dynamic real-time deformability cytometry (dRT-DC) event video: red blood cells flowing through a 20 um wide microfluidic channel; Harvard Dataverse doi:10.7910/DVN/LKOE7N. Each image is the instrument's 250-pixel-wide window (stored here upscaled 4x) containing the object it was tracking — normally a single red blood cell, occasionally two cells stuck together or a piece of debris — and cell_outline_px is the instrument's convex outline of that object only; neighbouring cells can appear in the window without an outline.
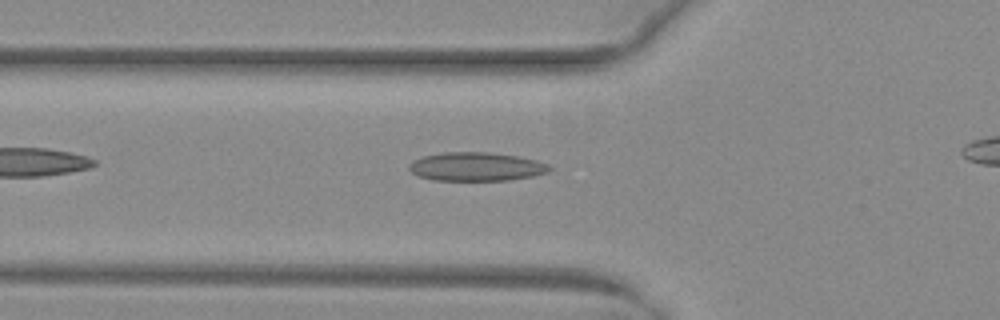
{"species": "common noctule bat (a hibernating species)", "species_latin": "Nyctalus noctula", "temperature_condition": "warm", "stored_images_in_passage": 32, "camera_frame_rate_fps": 3000, "um_per_image_px": 0.085, "animal": {"sex": "female", "body_mass_g": 29.2, "forearm_length_mm": 56.3}, "frame": {"image": 1, "passage_image": 5, "time_ms": 1.333, "image_size_px": [1000, 320], "cell_outline_px": [[552, 168], [548, 172], [532, 176], [508, 180], [432, 180], [416, 176], [408, 168], [408, 164], [412, 160], [424, 156], [444, 152], [488, 152], [516, 156], [536, 160], [548, 164]], "centroid_in_image_um": [40.44, 14.16], "position_along_channel_um": 85.4, "area_um2": 23.47}}
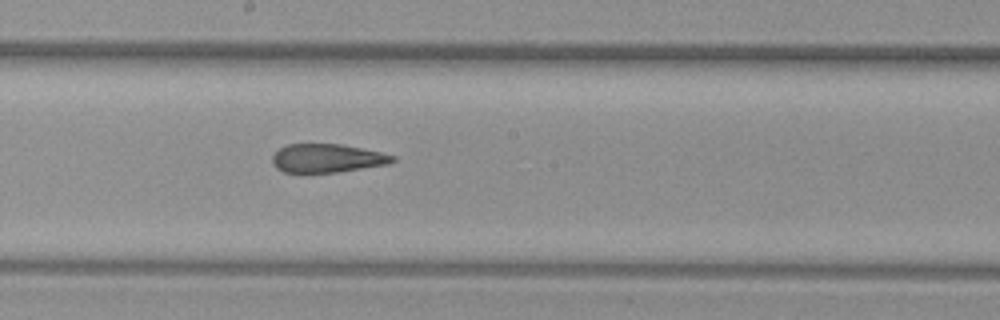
{"frame": {"image": 2, "passage_image": 15, "time_ms": 4.667, "image_size_px": [1000, 320], "cell_outline_px": [[396, 160], [388, 164], [336, 172], [284, 172], [276, 168], [272, 164], [272, 156], [280, 148], [288, 144], [340, 144], [380, 152], [396, 156]], "centroid_in_image_um": [27.79, 13.45], "position_along_channel_um": 220.4, "area_um2": 19.83}}
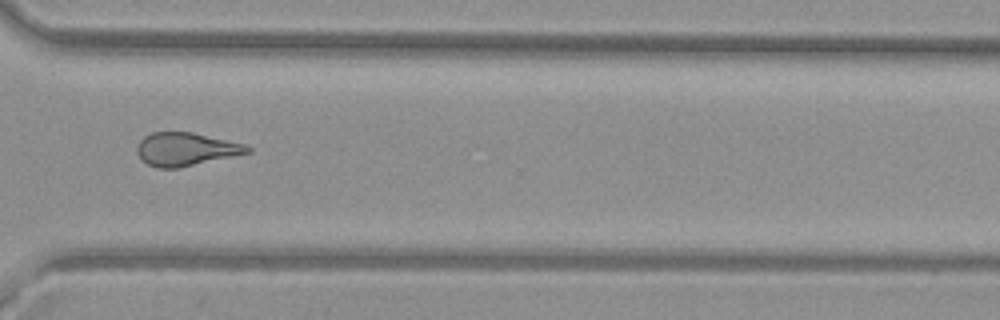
{"frame": {"image": 3, "passage_image": 25, "time_ms": 8.0, "image_size_px": [1000, 320], "cell_outline_px": [[252, 152], [180, 168], [156, 168], [148, 164], [136, 152], [136, 148], [140, 140], [144, 136], [152, 132], [192, 132], [244, 144], [252, 148]], "centroid_in_image_um": [15.8, 12.68], "position_along_channel_um": 354.8, "area_um2": 21.33}}